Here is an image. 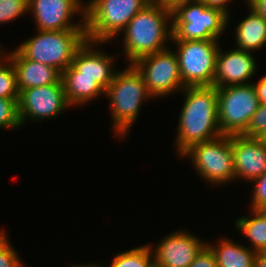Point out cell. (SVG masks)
<instances>
[{"label": "cell", "instance_id": "cell-1", "mask_svg": "<svg viewBox=\"0 0 266 267\" xmlns=\"http://www.w3.org/2000/svg\"><path fill=\"white\" fill-rule=\"evenodd\" d=\"M182 91L186 99L178 119L175 140L177 154L180 157L192 145L222 135L218 121L217 88L185 87Z\"/></svg>", "mask_w": 266, "mask_h": 267}, {"label": "cell", "instance_id": "cell-2", "mask_svg": "<svg viewBox=\"0 0 266 267\" xmlns=\"http://www.w3.org/2000/svg\"><path fill=\"white\" fill-rule=\"evenodd\" d=\"M123 32L122 48L128 64L164 50L169 47L166 42L172 40L171 9L151 0L130 20Z\"/></svg>", "mask_w": 266, "mask_h": 267}, {"label": "cell", "instance_id": "cell-3", "mask_svg": "<svg viewBox=\"0 0 266 267\" xmlns=\"http://www.w3.org/2000/svg\"><path fill=\"white\" fill-rule=\"evenodd\" d=\"M127 66L122 71L116 70L113 81L105 91L110 102L112 128L117 139L120 137L121 140L129 135L128 131L137 121L143 101L153 98L136 67L133 64Z\"/></svg>", "mask_w": 266, "mask_h": 267}, {"label": "cell", "instance_id": "cell-4", "mask_svg": "<svg viewBox=\"0 0 266 267\" xmlns=\"http://www.w3.org/2000/svg\"><path fill=\"white\" fill-rule=\"evenodd\" d=\"M151 0H88L85 2L86 39L109 43Z\"/></svg>", "mask_w": 266, "mask_h": 267}, {"label": "cell", "instance_id": "cell-5", "mask_svg": "<svg viewBox=\"0 0 266 267\" xmlns=\"http://www.w3.org/2000/svg\"><path fill=\"white\" fill-rule=\"evenodd\" d=\"M85 29L43 31L16 48L25 58L51 66L62 73L86 41Z\"/></svg>", "mask_w": 266, "mask_h": 267}, {"label": "cell", "instance_id": "cell-6", "mask_svg": "<svg viewBox=\"0 0 266 267\" xmlns=\"http://www.w3.org/2000/svg\"><path fill=\"white\" fill-rule=\"evenodd\" d=\"M171 13L172 40H219L229 26V17L204 0L178 4Z\"/></svg>", "mask_w": 266, "mask_h": 267}, {"label": "cell", "instance_id": "cell-7", "mask_svg": "<svg viewBox=\"0 0 266 267\" xmlns=\"http://www.w3.org/2000/svg\"><path fill=\"white\" fill-rule=\"evenodd\" d=\"M193 162L198 175L212 185H222L235 181L234 159L231 146V135H220L217 138L192 145L181 157Z\"/></svg>", "mask_w": 266, "mask_h": 267}, {"label": "cell", "instance_id": "cell-8", "mask_svg": "<svg viewBox=\"0 0 266 267\" xmlns=\"http://www.w3.org/2000/svg\"><path fill=\"white\" fill-rule=\"evenodd\" d=\"M184 87L213 86L219 40H171Z\"/></svg>", "mask_w": 266, "mask_h": 267}, {"label": "cell", "instance_id": "cell-9", "mask_svg": "<svg viewBox=\"0 0 266 267\" xmlns=\"http://www.w3.org/2000/svg\"><path fill=\"white\" fill-rule=\"evenodd\" d=\"M218 121L223 135H242L259 107L252 84L230 85L217 88Z\"/></svg>", "mask_w": 266, "mask_h": 267}, {"label": "cell", "instance_id": "cell-10", "mask_svg": "<svg viewBox=\"0 0 266 267\" xmlns=\"http://www.w3.org/2000/svg\"><path fill=\"white\" fill-rule=\"evenodd\" d=\"M166 48L137 59L133 65L143 76L148 92L154 98L166 97L185 88L181 80L175 50Z\"/></svg>", "mask_w": 266, "mask_h": 267}, {"label": "cell", "instance_id": "cell-11", "mask_svg": "<svg viewBox=\"0 0 266 267\" xmlns=\"http://www.w3.org/2000/svg\"><path fill=\"white\" fill-rule=\"evenodd\" d=\"M17 105L21 127L30 118L36 122L55 118L70 107L66 100L62 80L56 84L22 90L19 93Z\"/></svg>", "mask_w": 266, "mask_h": 267}, {"label": "cell", "instance_id": "cell-12", "mask_svg": "<svg viewBox=\"0 0 266 267\" xmlns=\"http://www.w3.org/2000/svg\"><path fill=\"white\" fill-rule=\"evenodd\" d=\"M28 11L32 13L37 30L85 29V3L81 0H28ZM77 14L81 21L72 23Z\"/></svg>", "mask_w": 266, "mask_h": 267}, {"label": "cell", "instance_id": "cell-13", "mask_svg": "<svg viewBox=\"0 0 266 267\" xmlns=\"http://www.w3.org/2000/svg\"><path fill=\"white\" fill-rule=\"evenodd\" d=\"M207 243L187 231L169 233L151 247L154 267H189Z\"/></svg>", "mask_w": 266, "mask_h": 267}, {"label": "cell", "instance_id": "cell-14", "mask_svg": "<svg viewBox=\"0 0 266 267\" xmlns=\"http://www.w3.org/2000/svg\"><path fill=\"white\" fill-rule=\"evenodd\" d=\"M98 44L104 43L86 40L75 52L72 63L61 73V76L92 77L106 91L116 73L113 67L115 57L98 50L95 47Z\"/></svg>", "mask_w": 266, "mask_h": 267}, {"label": "cell", "instance_id": "cell-15", "mask_svg": "<svg viewBox=\"0 0 266 267\" xmlns=\"http://www.w3.org/2000/svg\"><path fill=\"white\" fill-rule=\"evenodd\" d=\"M219 47L216 56L214 84L216 88L250 84L257 71L255 56L250 51L235 49L226 52Z\"/></svg>", "mask_w": 266, "mask_h": 267}, {"label": "cell", "instance_id": "cell-16", "mask_svg": "<svg viewBox=\"0 0 266 267\" xmlns=\"http://www.w3.org/2000/svg\"><path fill=\"white\" fill-rule=\"evenodd\" d=\"M231 146L235 180L241 178L249 182L266 171V144L261 138L231 135Z\"/></svg>", "mask_w": 266, "mask_h": 267}, {"label": "cell", "instance_id": "cell-17", "mask_svg": "<svg viewBox=\"0 0 266 267\" xmlns=\"http://www.w3.org/2000/svg\"><path fill=\"white\" fill-rule=\"evenodd\" d=\"M6 56L14 65L19 93L32 87L56 84L61 80V73L57 69L25 58L16 48Z\"/></svg>", "mask_w": 266, "mask_h": 267}, {"label": "cell", "instance_id": "cell-18", "mask_svg": "<svg viewBox=\"0 0 266 267\" xmlns=\"http://www.w3.org/2000/svg\"><path fill=\"white\" fill-rule=\"evenodd\" d=\"M235 32L238 49L255 52L266 47V20L250 7L249 15L237 25Z\"/></svg>", "mask_w": 266, "mask_h": 267}, {"label": "cell", "instance_id": "cell-19", "mask_svg": "<svg viewBox=\"0 0 266 267\" xmlns=\"http://www.w3.org/2000/svg\"><path fill=\"white\" fill-rule=\"evenodd\" d=\"M219 243H207L214 253L218 267H254L256 251L236 243L229 238L219 239ZM214 244V245H213Z\"/></svg>", "mask_w": 266, "mask_h": 267}, {"label": "cell", "instance_id": "cell-20", "mask_svg": "<svg viewBox=\"0 0 266 267\" xmlns=\"http://www.w3.org/2000/svg\"><path fill=\"white\" fill-rule=\"evenodd\" d=\"M66 100L70 106L90 103L97 97L105 96V90L88 76H61Z\"/></svg>", "mask_w": 266, "mask_h": 267}, {"label": "cell", "instance_id": "cell-21", "mask_svg": "<svg viewBox=\"0 0 266 267\" xmlns=\"http://www.w3.org/2000/svg\"><path fill=\"white\" fill-rule=\"evenodd\" d=\"M251 216H243L235 221V227L251 242V249L266 251V210L249 209Z\"/></svg>", "mask_w": 266, "mask_h": 267}, {"label": "cell", "instance_id": "cell-22", "mask_svg": "<svg viewBox=\"0 0 266 267\" xmlns=\"http://www.w3.org/2000/svg\"><path fill=\"white\" fill-rule=\"evenodd\" d=\"M109 267H154L150 244L116 254Z\"/></svg>", "mask_w": 266, "mask_h": 267}, {"label": "cell", "instance_id": "cell-23", "mask_svg": "<svg viewBox=\"0 0 266 267\" xmlns=\"http://www.w3.org/2000/svg\"><path fill=\"white\" fill-rule=\"evenodd\" d=\"M0 98L19 99L14 65L3 50H0Z\"/></svg>", "mask_w": 266, "mask_h": 267}, {"label": "cell", "instance_id": "cell-24", "mask_svg": "<svg viewBox=\"0 0 266 267\" xmlns=\"http://www.w3.org/2000/svg\"><path fill=\"white\" fill-rule=\"evenodd\" d=\"M18 100L0 98V128L19 129Z\"/></svg>", "mask_w": 266, "mask_h": 267}, {"label": "cell", "instance_id": "cell-25", "mask_svg": "<svg viewBox=\"0 0 266 267\" xmlns=\"http://www.w3.org/2000/svg\"><path fill=\"white\" fill-rule=\"evenodd\" d=\"M28 12V0H0V24L10 23Z\"/></svg>", "mask_w": 266, "mask_h": 267}, {"label": "cell", "instance_id": "cell-26", "mask_svg": "<svg viewBox=\"0 0 266 267\" xmlns=\"http://www.w3.org/2000/svg\"><path fill=\"white\" fill-rule=\"evenodd\" d=\"M6 235L0 232V267H25Z\"/></svg>", "mask_w": 266, "mask_h": 267}, {"label": "cell", "instance_id": "cell-27", "mask_svg": "<svg viewBox=\"0 0 266 267\" xmlns=\"http://www.w3.org/2000/svg\"><path fill=\"white\" fill-rule=\"evenodd\" d=\"M266 134V105H259L246 131L242 134L250 138H262Z\"/></svg>", "mask_w": 266, "mask_h": 267}, {"label": "cell", "instance_id": "cell-28", "mask_svg": "<svg viewBox=\"0 0 266 267\" xmlns=\"http://www.w3.org/2000/svg\"><path fill=\"white\" fill-rule=\"evenodd\" d=\"M254 184L251 198V209L266 210V171L251 181Z\"/></svg>", "mask_w": 266, "mask_h": 267}, {"label": "cell", "instance_id": "cell-29", "mask_svg": "<svg viewBox=\"0 0 266 267\" xmlns=\"http://www.w3.org/2000/svg\"><path fill=\"white\" fill-rule=\"evenodd\" d=\"M189 267H218V265L214 253L206 246Z\"/></svg>", "mask_w": 266, "mask_h": 267}, {"label": "cell", "instance_id": "cell-30", "mask_svg": "<svg viewBox=\"0 0 266 267\" xmlns=\"http://www.w3.org/2000/svg\"><path fill=\"white\" fill-rule=\"evenodd\" d=\"M260 105H266V75H263L256 83H253Z\"/></svg>", "mask_w": 266, "mask_h": 267}, {"label": "cell", "instance_id": "cell-31", "mask_svg": "<svg viewBox=\"0 0 266 267\" xmlns=\"http://www.w3.org/2000/svg\"><path fill=\"white\" fill-rule=\"evenodd\" d=\"M207 7L217 9L225 13L230 18V12L227 9L231 0H204ZM228 4V5H227Z\"/></svg>", "mask_w": 266, "mask_h": 267}, {"label": "cell", "instance_id": "cell-32", "mask_svg": "<svg viewBox=\"0 0 266 267\" xmlns=\"http://www.w3.org/2000/svg\"><path fill=\"white\" fill-rule=\"evenodd\" d=\"M247 6L266 20V0H249Z\"/></svg>", "mask_w": 266, "mask_h": 267}, {"label": "cell", "instance_id": "cell-33", "mask_svg": "<svg viewBox=\"0 0 266 267\" xmlns=\"http://www.w3.org/2000/svg\"><path fill=\"white\" fill-rule=\"evenodd\" d=\"M254 267H266V251H258L256 253Z\"/></svg>", "mask_w": 266, "mask_h": 267}, {"label": "cell", "instance_id": "cell-34", "mask_svg": "<svg viewBox=\"0 0 266 267\" xmlns=\"http://www.w3.org/2000/svg\"><path fill=\"white\" fill-rule=\"evenodd\" d=\"M154 1L163 4L169 9H173L178 4L189 2V1H194V0H154Z\"/></svg>", "mask_w": 266, "mask_h": 267}, {"label": "cell", "instance_id": "cell-35", "mask_svg": "<svg viewBox=\"0 0 266 267\" xmlns=\"http://www.w3.org/2000/svg\"><path fill=\"white\" fill-rule=\"evenodd\" d=\"M70 267H101V265L99 266L98 263H97V264L94 263V264H90V265H89V264H86V265H82V264L74 265V264H73V265L70 266Z\"/></svg>", "mask_w": 266, "mask_h": 267}, {"label": "cell", "instance_id": "cell-36", "mask_svg": "<svg viewBox=\"0 0 266 267\" xmlns=\"http://www.w3.org/2000/svg\"><path fill=\"white\" fill-rule=\"evenodd\" d=\"M261 139L266 144V134Z\"/></svg>", "mask_w": 266, "mask_h": 267}]
</instances>
